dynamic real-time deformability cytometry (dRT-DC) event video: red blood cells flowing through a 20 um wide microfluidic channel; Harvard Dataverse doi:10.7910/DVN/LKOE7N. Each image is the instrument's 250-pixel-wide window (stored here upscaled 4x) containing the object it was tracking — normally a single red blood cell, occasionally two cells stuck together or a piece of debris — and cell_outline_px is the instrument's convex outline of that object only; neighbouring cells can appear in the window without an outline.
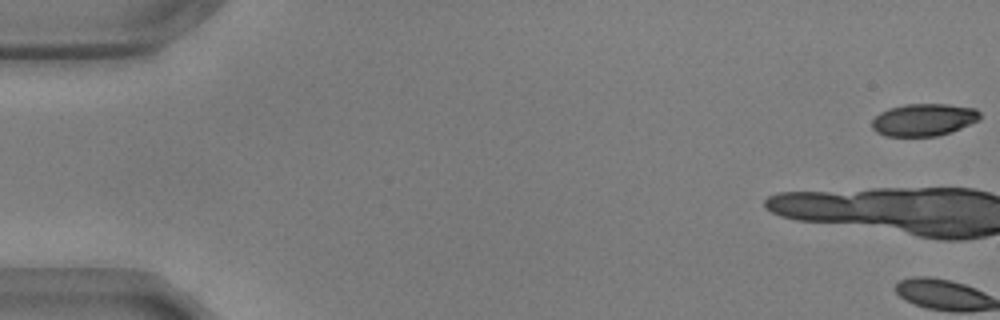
{"species": "common noctule bat (a hibernating species)", "species_latin": "Nyctalus noctula", "temperature_condition": "warm", "stored_images_in_passage": 3, "camera_frame_rate_fps": 3000, "um_per_image_px": 0.085, "animal": {"sex": "male", "body_mass_g": 17.9, "forearm_length_mm": 54.2}, "frame": {"image": 1, "passage_image": 1, "time_ms": 0.0, "image_size_px": [1000, 320], "cell_outline_px": [[980, 120], [960, 128], [936, 136], [884, 136], [876, 132], [872, 128], [872, 120], [880, 112], [888, 108], [904, 104], [948, 104], [976, 108], [980, 112]], "centroid_in_image_um": [78.5, 10.17], "position_along_channel_um": 6.5, "area_um2": 20.4}}